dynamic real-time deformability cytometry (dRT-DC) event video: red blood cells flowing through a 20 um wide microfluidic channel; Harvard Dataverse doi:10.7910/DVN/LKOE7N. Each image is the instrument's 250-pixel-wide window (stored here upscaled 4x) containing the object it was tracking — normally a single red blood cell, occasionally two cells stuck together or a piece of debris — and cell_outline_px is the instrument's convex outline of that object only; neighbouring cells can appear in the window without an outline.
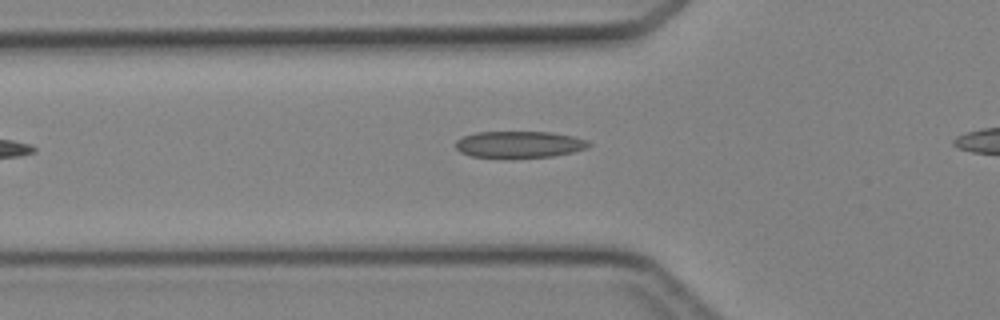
{"species": "Egyptian fruit bat (a non-hibernating species)", "species_latin": "Rousettus aegyptiacus", "temperature_condition": "cold", "stored_images_in_passage": 28, "camera_frame_rate_fps": 3000, "um_per_image_px": 0.085, "animal": {"sex": "female"}, "frame": {"image": 1, "passage_image": 6, "time_ms": 1.667, "image_size_px": [1000, 320], "cell_outline_px": [[592, 144], [584, 148], [572, 152], [552, 156], [472, 156], [460, 152], [456, 148], [456, 140], [464, 136], [476, 132], [552, 132], [572, 136], [588, 140]], "centroid_in_image_um": [44.14, 12.24], "position_along_channel_um": 81.7, "area_um2": 20.06}}
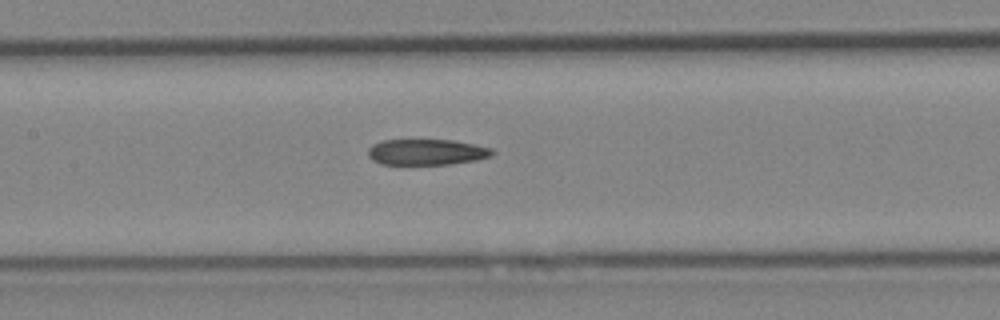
{"frame": {"image": 2, "passage_image": 12, "time_ms": 3.667, "image_size_px": [1000, 320], "cell_outline_px": [[496, 152], [492, 156], [476, 160], [448, 164], [380, 164], [372, 160], [368, 156], [368, 148], [372, 144], [384, 140], [452, 140], [492, 148]], "centroid_in_image_um": [36.25, 12.92], "position_along_channel_um": 171.1, "area_um2": 18.73}}
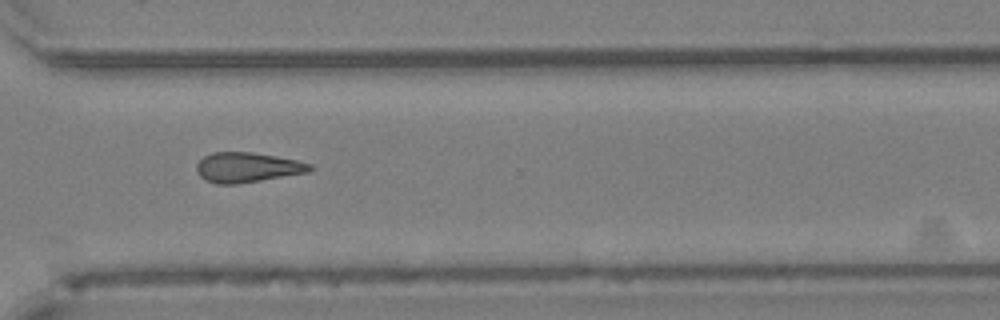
{"frame": {"image": 3, "passage_image": 24, "time_ms": 7.667, "image_size_px": [1000, 320], "cell_outline_px": [[316, 168], [308, 172], [236, 184], [216, 184], [200, 176], [196, 172], [196, 164], [204, 156], [212, 152], [252, 152], [276, 156], [296, 160], [312, 164]], "centroid_in_image_um": [21.02, 14.22], "position_along_channel_um": 349.6, "area_um2": 19.71}}